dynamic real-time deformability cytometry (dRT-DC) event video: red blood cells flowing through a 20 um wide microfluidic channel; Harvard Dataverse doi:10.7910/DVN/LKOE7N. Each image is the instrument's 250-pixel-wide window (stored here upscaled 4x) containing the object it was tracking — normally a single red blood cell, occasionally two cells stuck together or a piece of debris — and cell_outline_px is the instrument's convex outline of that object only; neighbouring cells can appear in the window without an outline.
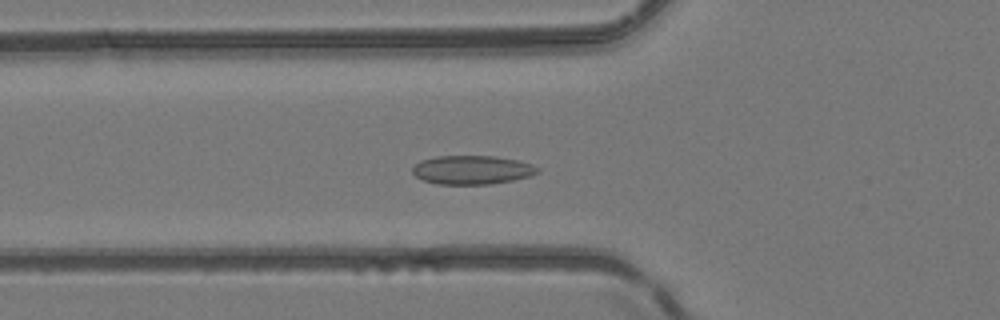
{"species": "common noctule bat (a hibernating species)", "species_latin": "Nyctalus noctula", "temperature_condition": "room temperature", "stored_images_in_passage": 28, "camera_frame_rate_fps": 3000, "um_per_image_px": 0.085, "animal": {"sex": "female", "body_mass_g": 24.6, "forearm_length_mm": 56.2}, "frame": {"image": 1, "passage_image": 2, "time_ms": 0.333, "image_size_px": [1000, 320], "cell_outline_px": [[540, 172], [532, 176], [492, 184], [436, 184], [424, 180], [416, 176], [412, 172], [412, 168], [420, 160], [436, 156], [496, 156], [516, 160], [532, 164], [540, 168]], "centroid_in_image_um": [40.15, 14.44], "position_along_channel_um": 85.6, "area_um2": 21.1}}
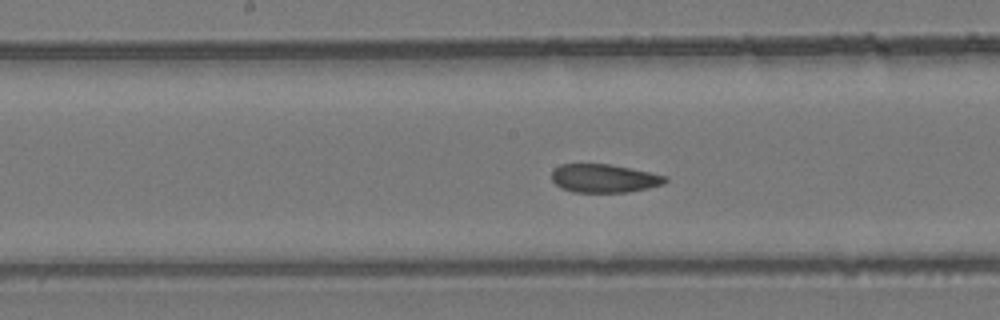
{"frame": {"image": 2, "passage_image": 10, "time_ms": 3.0, "image_size_px": [1000, 320], "cell_outline_px": [[668, 180], [664, 184], [648, 188], [628, 192], [576, 192], [560, 188], [552, 180], [552, 172], [560, 164], [608, 164], [668, 176]], "centroid_in_image_um": [51.36, 15.16], "position_along_channel_um": 196.8, "area_um2": 18.67}}
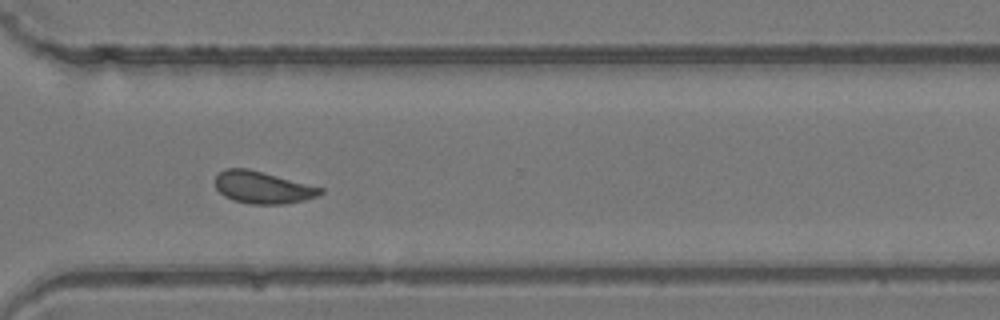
{"frame": {"image": 3, "passage_image": 21, "time_ms": 6.667, "image_size_px": [1000, 320], "cell_outline_px": [[324, 192], [316, 196], [304, 200], [284, 204], [252, 204], [232, 200], [224, 196], [216, 188], [216, 176], [224, 168], [248, 168], [324, 188]], "centroid_in_image_um": [22.32, 15.93], "position_along_channel_um": 348.3, "area_um2": 19.65}, "authors_computed_cell_mechanics": {"area_um2": 19.5075, "velocity_mm_per_s": 4.1417, "shape_relaxation_time_tau1_ms": null, "shape_relaxation_time_tau2_ms": 2.3978, "deformation_change_tau1": null, "deformation_change_tau2": 0.0614}}